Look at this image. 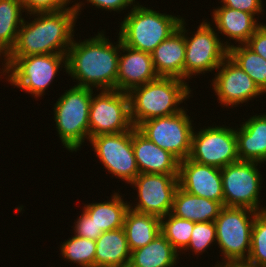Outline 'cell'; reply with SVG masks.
I'll return each mask as SVG.
<instances>
[{
    "label": "cell",
    "mask_w": 266,
    "mask_h": 267,
    "mask_svg": "<svg viewBox=\"0 0 266 267\" xmlns=\"http://www.w3.org/2000/svg\"><path fill=\"white\" fill-rule=\"evenodd\" d=\"M244 263L251 267H266V210L257 212L255 215L251 249Z\"/></svg>",
    "instance_id": "obj_31"
},
{
    "label": "cell",
    "mask_w": 266,
    "mask_h": 267,
    "mask_svg": "<svg viewBox=\"0 0 266 267\" xmlns=\"http://www.w3.org/2000/svg\"><path fill=\"white\" fill-rule=\"evenodd\" d=\"M205 21L203 19L192 37L187 36L188 30L185 28L184 81L194 75H205L216 70L228 56V49L232 46L231 42L220 40L212 24Z\"/></svg>",
    "instance_id": "obj_8"
},
{
    "label": "cell",
    "mask_w": 266,
    "mask_h": 267,
    "mask_svg": "<svg viewBox=\"0 0 266 267\" xmlns=\"http://www.w3.org/2000/svg\"><path fill=\"white\" fill-rule=\"evenodd\" d=\"M182 18L179 28L161 42L151 53L153 66L159 77H172L184 81L185 22Z\"/></svg>",
    "instance_id": "obj_19"
},
{
    "label": "cell",
    "mask_w": 266,
    "mask_h": 267,
    "mask_svg": "<svg viewBox=\"0 0 266 267\" xmlns=\"http://www.w3.org/2000/svg\"><path fill=\"white\" fill-rule=\"evenodd\" d=\"M130 185L137 188L136 206L129 208L146 214L163 217L172 211L173 198L178 187V174L140 173Z\"/></svg>",
    "instance_id": "obj_14"
},
{
    "label": "cell",
    "mask_w": 266,
    "mask_h": 267,
    "mask_svg": "<svg viewBox=\"0 0 266 267\" xmlns=\"http://www.w3.org/2000/svg\"><path fill=\"white\" fill-rule=\"evenodd\" d=\"M190 117L183 108L173 115L143 121L136 128L154 144L181 161L189 158L191 152L194 127Z\"/></svg>",
    "instance_id": "obj_10"
},
{
    "label": "cell",
    "mask_w": 266,
    "mask_h": 267,
    "mask_svg": "<svg viewBox=\"0 0 266 267\" xmlns=\"http://www.w3.org/2000/svg\"><path fill=\"white\" fill-rule=\"evenodd\" d=\"M182 17L159 13L138 3L120 23L119 38L122 44L152 53L154 49L180 25Z\"/></svg>",
    "instance_id": "obj_4"
},
{
    "label": "cell",
    "mask_w": 266,
    "mask_h": 267,
    "mask_svg": "<svg viewBox=\"0 0 266 267\" xmlns=\"http://www.w3.org/2000/svg\"><path fill=\"white\" fill-rule=\"evenodd\" d=\"M89 142L96 157L113 177L130 184L140 174L132 147V129L94 136Z\"/></svg>",
    "instance_id": "obj_13"
},
{
    "label": "cell",
    "mask_w": 266,
    "mask_h": 267,
    "mask_svg": "<svg viewBox=\"0 0 266 267\" xmlns=\"http://www.w3.org/2000/svg\"><path fill=\"white\" fill-rule=\"evenodd\" d=\"M178 186L186 192L223 204L221 169L196 163L189 158L179 161Z\"/></svg>",
    "instance_id": "obj_16"
},
{
    "label": "cell",
    "mask_w": 266,
    "mask_h": 267,
    "mask_svg": "<svg viewBox=\"0 0 266 267\" xmlns=\"http://www.w3.org/2000/svg\"><path fill=\"white\" fill-rule=\"evenodd\" d=\"M228 56L266 93V59L245 44L232 45L228 49Z\"/></svg>",
    "instance_id": "obj_28"
},
{
    "label": "cell",
    "mask_w": 266,
    "mask_h": 267,
    "mask_svg": "<svg viewBox=\"0 0 266 267\" xmlns=\"http://www.w3.org/2000/svg\"><path fill=\"white\" fill-rule=\"evenodd\" d=\"M216 71L218 72L214 75L211 85L222 107H236L264 94L251 77L229 56Z\"/></svg>",
    "instance_id": "obj_15"
},
{
    "label": "cell",
    "mask_w": 266,
    "mask_h": 267,
    "mask_svg": "<svg viewBox=\"0 0 266 267\" xmlns=\"http://www.w3.org/2000/svg\"><path fill=\"white\" fill-rule=\"evenodd\" d=\"M123 228L130 251L146 246L161 233L160 217L128 209Z\"/></svg>",
    "instance_id": "obj_25"
},
{
    "label": "cell",
    "mask_w": 266,
    "mask_h": 267,
    "mask_svg": "<svg viewBox=\"0 0 266 267\" xmlns=\"http://www.w3.org/2000/svg\"><path fill=\"white\" fill-rule=\"evenodd\" d=\"M93 90L73 86L64 92L54 107L57 134L70 152H77L85 139L89 141V113Z\"/></svg>",
    "instance_id": "obj_6"
},
{
    "label": "cell",
    "mask_w": 266,
    "mask_h": 267,
    "mask_svg": "<svg viewBox=\"0 0 266 267\" xmlns=\"http://www.w3.org/2000/svg\"><path fill=\"white\" fill-rule=\"evenodd\" d=\"M62 257L79 267H95L96 241L76 235L63 242L60 247Z\"/></svg>",
    "instance_id": "obj_30"
},
{
    "label": "cell",
    "mask_w": 266,
    "mask_h": 267,
    "mask_svg": "<svg viewBox=\"0 0 266 267\" xmlns=\"http://www.w3.org/2000/svg\"><path fill=\"white\" fill-rule=\"evenodd\" d=\"M245 45L266 59V25L264 23L254 32Z\"/></svg>",
    "instance_id": "obj_36"
},
{
    "label": "cell",
    "mask_w": 266,
    "mask_h": 267,
    "mask_svg": "<svg viewBox=\"0 0 266 267\" xmlns=\"http://www.w3.org/2000/svg\"><path fill=\"white\" fill-rule=\"evenodd\" d=\"M194 224L195 222L179 218L171 212L160 218L161 234L179 254L187 248Z\"/></svg>",
    "instance_id": "obj_29"
},
{
    "label": "cell",
    "mask_w": 266,
    "mask_h": 267,
    "mask_svg": "<svg viewBox=\"0 0 266 267\" xmlns=\"http://www.w3.org/2000/svg\"><path fill=\"white\" fill-rule=\"evenodd\" d=\"M179 254L160 233L146 246L131 251L128 267H174Z\"/></svg>",
    "instance_id": "obj_24"
},
{
    "label": "cell",
    "mask_w": 266,
    "mask_h": 267,
    "mask_svg": "<svg viewBox=\"0 0 266 267\" xmlns=\"http://www.w3.org/2000/svg\"><path fill=\"white\" fill-rule=\"evenodd\" d=\"M61 68H65L64 72H67V54L5 57L0 77L6 76V80L11 85L38 98L43 96L46 89L48 90V86L53 82L57 73H60Z\"/></svg>",
    "instance_id": "obj_5"
},
{
    "label": "cell",
    "mask_w": 266,
    "mask_h": 267,
    "mask_svg": "<svg viewBox=\"0 0 266 267\" xmlns=\"http://www.w3.org/2000/svg\"><path fill=\"white\" fill-rule=\"evenodd\" d=\"M83 210L91 217L98 229L103 232L112 231L123 227L124 219L129 204L124 201L118 192L104 202L85 204Z\"/></svg>",
    "instance_id": "obj_26"
},
{
    "label": "cell",
    "mask_w": 266,
    "mask_h": 267,
    "mask_svg": "<svg viewBox=\"0 0 266 267\" xmlns=\"http://www.w3.org/2000/svg\"><path fill=\"white\" fill-rule=\"evenodd\" d=\"M131 251L124 228L103 232L96 240L95 267H128Z\"/></svg>",
    "instance_id": "obj_23"
},
{
    "label": "cell",
    "mask_w": 266,
    "mask_h": 267,
    "mask_svg": "<svg viewBox=\"0 0 266 267\" xmlns=\"http://www.w3.org/2000/svg\"><path fill=\"white\" fill-rule=\"evenodd\" d=\"M132 147L140 173L178 174L179 160L132 128Z\"/></svg>",
    "instance_id": "obj_18"
},
{
    "label": "cell",
    "mask_w": 266,
    "mask_h": 267,
    "mask_svg": "<svg viewBox=\"0 0 266 267\" xmlns=\"http://www.w3.org/2000/svg\"><path fill=\"white\" fill-rule=\"evenodd\" d=\"M186 81L172 77H158L128 92L130 118L134 127L149 119L179 113V105L191 96Z\"/></svg>",
    "instance_id": "obj_3"
},
{
    "label": "cell",
    "mask_w": 266,
    "mask_h": 267,
    "mask_svg": "<svg viewBox=\"0 0 266 267\" xmlns=\"http://www.w3.org/2000/svg\"><path fill=\"white\" fill-rule=\"evenodd\" d=\"M259 164L239 160L221 168L224 206L246 207L256 212L266 210V206H260L262 175L257 167Z\"/></svg>",
    "instance_id": "obj_9"
},
{
    "label": "cell",
    "mask_w": 266,
    "mask_h": 267,
    "mask_svg": "<svg viewBox=\"0 0 266 267\" xmlns=\"http://www.w3.org/2000/svg\"><path fill=\"white\" fill-rule=\"evenodd\" d=\"M219 267H251V266H248L245 263H229L221 265Z\"/></svg>",
    "instance_id": "obj_38"
},
{
    "label": "cell",
    "mask_w": 266,
    "mask_h": 267,
    "mask_svg": "<svg viewBox=\"0 0 266 267\" xmlns=\"http://www.w3.org/2000/svg\"><path fill=\"white\" fill-rule=\"evenodd\" d=\"M223 207L221 202L192 195L178 186L171 213L193 222H213Z\"/></svg>",
    "instance_id": "obj_22"
},
{
    "label": "cell",
    "mask_w": 266,
    "mask_h": 267,
    "mask_svg": "<svg viewBox=\"0 0 266 267\" xmlns=\"http://www.w3.org/2000/svg\"><path fill=\"white\" fill-rule=\"evenodd\" d=\"M256 213L246 207L224 206L221 209L214 222L216 243L219 245L223 259L222 262L217 261L214 267L229 263H244L247 260L251 249L252 226Z\"/></svg>",
    "instance_id": "obj_7"
},
{
    "label": "cell",
    "mask_w": 266,
    "mask_h": 267,
    "mask_svg": "<svg viewBox=\"0 0 266 267\" xmlns=\"http://www.w3.org/2000/svg\"><path fill=\"white\" fill-rule=\"evenodd\" d=\"M236 130L240 161L266 162V114L253 115Z\"/></svg>",
    "instance_id": "obj_20"
},
{
    "label": "cell",
    "mask_w": 266,
    "mask_h": 267,
    "mask_svg": "<svg viewBox=\"0 0 266 267\" xmlns=\"http://www.w3.org/2000/svg\"><path fill=\"white\" fill-rule=\"evenodd\" d=\"M87 3H91L92 6L97 7L98 9L101 8V10L105 9V11H116L121 12L122 10H126V8L129 7L133 8L134 3L137 1L135 0H86ZM132 5V6H131Z\"/></svg>",
    "instance_id": "obj_37"
},
{
    "label": "cell",
    "mask_w": 266,
    "mask_h": 267,
    "mask_svg": "<svg viewBox=\"0 0 266 267\" xmlns=\"http://www.w3.org/2000/svg\"><path fill=\"white\" fill-rule=\"evenodd\" d=\"M189 159L219 169L239 161L236 128L213 124L193 131Z\"/></svg>",
    "instance_id": "obj_11"
},
{
    "label": "cell",
    "mask_w": 266,
    "mask_h": 267,
    "mask_svg": "<svg viewBox=\"0 0 266 267\" xmlns=\"http://www.w3.org/2000/svg\"><path fill=\"white\" fill-rule=\"evenodd\" d=\"M214 242L216 243L215 222H195L185 250L193 251L195 255L203 254Z\"/></svg>",
    "instance_id": "obj_32"
},
{
    "label": "cell",
    "mask_w": 266,
    "mask_h": 267,
    "mask_svg": "<svg viewBox=\"0 0 266 267\" xmlns=\"http://www.w3.org/2000/svg\"><path fill=\"white\" fill-rule=\"evenodd\" d=\"M72 0H22L24 10L27 12L26 14L30 13H37V12H56L60 11L68 7Z\"/></svg>",
    "instance_id": "obj_33"
},
{
    "label": "cell",
    "mask_w": 266,
    "mask_h": 267,
    "mask_svg": "<svg viewBox=\"0 0 266 267\" xmlns=\"http://www.w3.org/2000/svg\"><path fill=\"white\" fill-rule=\"evenodd\" d=\"M129 96L119 90H101L93 96L89 113V140L102 134H115L133 128Z\"/></svg>",
    "instance_id": "obj_12"
},
{
    "label": "cell",
    "mask_w": 266,
    "mask_h": 267,
    "mask_svg": "<svg viewBox=\"0 0 266 267\" xmlns=\"http://www.w3.org/2000/svg\"><path fill=\"white\" fill-rule=\"evenodd\" d=\"M84 3L56 12L30 13L34 20L23 21L13 49L6 57L38 54H67L74 37V27ZM36 17H35V16Z\"/></svg>",
    "instance_id": "obj_1"
},
{
    "label": "cell",
    "mask_w": 266,
    "mask_h": 267,
    "mask_svg": "<svg viewBox=\"0 0 266 267\" xmlns=\"http://www.w3.org/2000/svg\"><path fill=\"white\" fill-rule=\"evenodd\" d=\"M82 212L74 222V235L96 241L103 231L97 228L94 221L84 210Z\"/></svg>",
    "instance_id": "obj_34"
},
{
    "label": "cell",
    "mask_w": 266,
    "mask_h": 267,
    "mask_svg": "<svg viewBox=\"0 0 266 267\" xmlns=\"http://www.w3.org/2000/svg\"><path fill=\"white\" fill-rule=\"evenodd\" d=\"M83 41H75L68 48L67 72L76 80V86L91 89H116L120 38L110 42L103 32ZM115 44V46H114Z\"/></svg>",
    "instance_id": "obj_2"
},
{
    "label": "cell",
    "mask_w": 266,
    "mask_h": 267,
    "mask_svg": "<svg viewBox=\"0 0 266 267\" xmlns=\"http://www.w3.org/2000/svg\"><path fill=\"white\" fill-rule=\"evenodd\" d=\"M221 6L247 12L249 14L260 15L264 12L262 0H221Z\"/></svg>",
    "instance_id": "obj_35"
},
{
    "label": "cell",
    "mask_w": 266,
    "mask_h": 267,
    "mask_svg": "<svg viewBox=\"0 0 266 267\" xmlns=\"http://www.w3.org/2000/svg\"><path fill=\"white\" fill-rule=\"evenodd\" d=\"M213 22L218 33L245 44L254 32L262 25L255 15L237 9L220 6L213 9ZM257 19V20H256Z\"/></svg>",
    "instance_id": "obj_21"
},
{
    "label": "cell",
    "mask_w": 266,
    "mask_h": 267,
    "mask_svg": "<svg viewBox=\"0 0 266 267\" xmlns=\"http://www.w3.org/2000/svg\"><path fill=\"white\" fill-rule=\"evenodd\" d=\"M25 12L22 0H0V54L6 57L13 49Z\"/></svg>",
    "instance_id": "obj_27"
},
{
    "label": "cell",
    "mask_w": 266,
    "mask_h": 267,
    "mask_svg": "<svg viewBox=\"0 0 266 267\" xmlns=\"http://www.w3.org/2000/svg\"><path fill=\"white\" fill-rule=\"evenodd\" d=\"M120 51L116 90L128 93L131 89L159 77L153 66L151 53L128 47L121 40Z\"/></svg>",
    "instance_id": "obj_17"
}]
</instances>
